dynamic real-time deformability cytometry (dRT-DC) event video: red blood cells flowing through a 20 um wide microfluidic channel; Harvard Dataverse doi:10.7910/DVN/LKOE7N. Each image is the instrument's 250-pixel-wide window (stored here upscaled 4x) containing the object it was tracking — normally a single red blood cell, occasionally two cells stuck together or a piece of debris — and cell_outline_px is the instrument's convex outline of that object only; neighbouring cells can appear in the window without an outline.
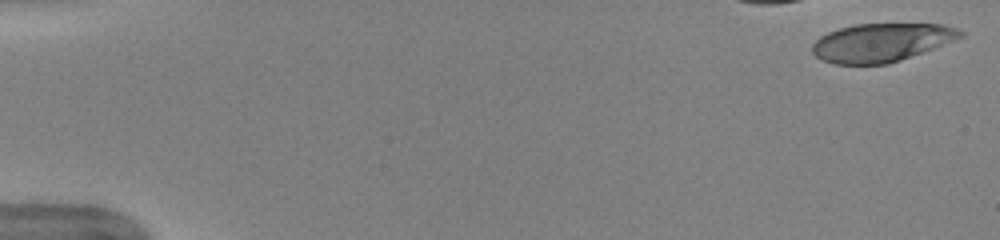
{"species": "human", "species_latin": "Homo sapiens", "temperature_condition": "warm", "stored_images_in_passage": 12, "camera_frame_rate_fps": 3000, "um_per_image_px": 0.085, "donor": {"sex": "female"}, "frame": {"image": 1, "passage_image": 1, "time_ms": 0.0, "image_size_px": [1000, 240], "cell_outline_px": [[964, 36], [900, 60], [888, 64], [836, 64], [820, 60], [812, 52], [812, 44], [820, 36], [828, 32], [840, 28], [856, 24], [944, 24], [956, 28], [964, 32]], "centroid_in_image_um": [74.88, 3.61], "position_along_channel_um": 10.1, "area_um2": 32.89}}